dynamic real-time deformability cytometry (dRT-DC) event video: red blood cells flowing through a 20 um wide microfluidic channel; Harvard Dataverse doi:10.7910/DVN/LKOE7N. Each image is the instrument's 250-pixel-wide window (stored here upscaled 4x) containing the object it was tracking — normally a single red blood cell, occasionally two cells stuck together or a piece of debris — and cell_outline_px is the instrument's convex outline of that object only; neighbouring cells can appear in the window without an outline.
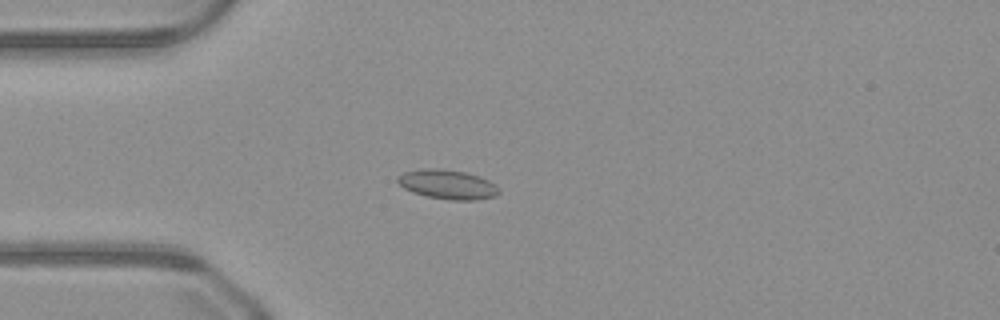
{"species": "common noctule bat (a hibernating species)", "species_latin": "Nyctalus noctula", "temperature_condition": "warm", "stored_images_in_passage": 38, "camera_frame_rate_fps": 3000, "um_per_image_px": 0.085, "animal": {"sex": "male", "body_mass_g": 23.1, "forearm_length_mm": 52.7}, "frame": {"image": 1, "passage_image": 1, "time_ms": 0.0, "image_size_px": [1000, 320], "cell_outline_px": [[500, 192], [496, 196], [476, 200], [448, 200], [428, 196], [412, 192], [404, 188], [396, 180], [396, 176], [404, 172], [424, 168], [440, 168], [464, 172], [480, 176], [488, 180], [500, 188]], "centroid_in_image_um": [38.05, 15.67], "position_along_channel_um": 47.0, "area_um2": 17.46}}
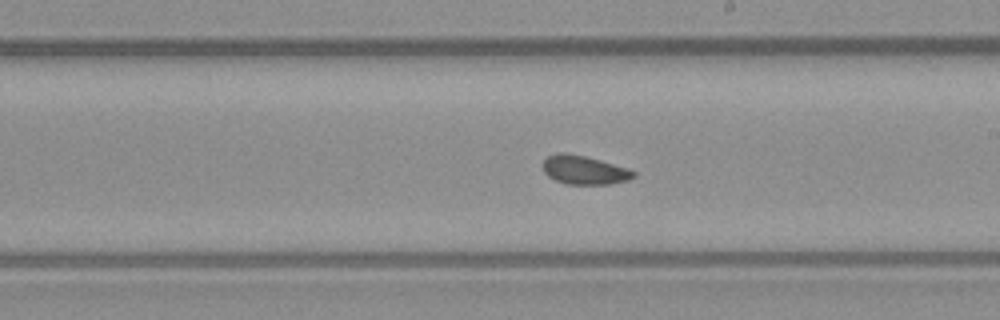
{"frame": {"image": 2, "passage_image": 16, "time_ms": 5.0, "image_size_px": [1000, 320], "cell_outline_px": [[636, 176], [628, 180], [608, 184], [568, 184], [556, 180], [548, 176], [544, 172], [544, 160], [548, 156], [556, 152], [568, 152], [600, 160], [628, 168], [636, 172]], "centroid_in_image_um": [49.67, 14.44], "position_along_channel_um": 239.3, "area_um2": 15.14}}
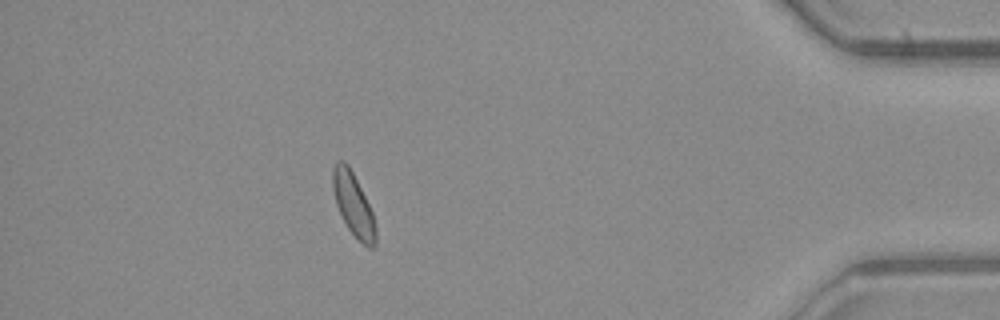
{"frame": {"image": 3, "passage_image": 32, "time_ms": 10.333, "image_size_px": [1000, 320], "cell_outline_px": [[376, 244], [372, 248], [368, 248], [348, 228], [336, 204], [332, 188], [332, 168], [336, 160], [344, 160], [348, 164], [372, 212], [376, 228]], "centroid_in_image_um": [30.01, 17.35], "position_along_channel_um": 405.2, "area_um2": 15.43}}